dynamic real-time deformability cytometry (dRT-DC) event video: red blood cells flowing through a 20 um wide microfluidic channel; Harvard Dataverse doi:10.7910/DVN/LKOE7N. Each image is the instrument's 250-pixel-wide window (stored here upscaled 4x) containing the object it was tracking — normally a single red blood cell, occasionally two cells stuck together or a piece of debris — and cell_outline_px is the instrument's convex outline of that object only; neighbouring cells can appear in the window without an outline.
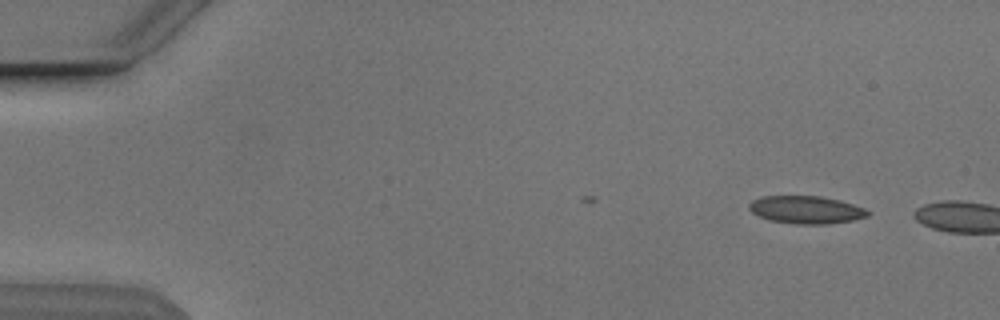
{"species": "Egyptian fruit bat (a non-hibernating species)", "species_latin": "Rousettus aegyptiacus", "temperature_condition": "cold", "stored_images_in_passage": 4, "camera_frame_rate_fps": 3000, "um_per_image_px": 0.085, "animal": {"sex": "male"}, "frame": {"image": 1, "passage_image": 1, "time_ms": 0.0, "image_size_px": [1000, 320], "cell_outline_px": [[872, 212], [868, 216], [852, 220], [828, 224], [796, 224], [768, 220], [752, 212], [748, 208], [748, 204], [752, 200], [764, 196], [820, 196], [840, 200], [864, 208]], "centroid_in_image_um": [68.52, 17.83], "position_along_channel_um": 16.5, "area_um2": 19.19}}